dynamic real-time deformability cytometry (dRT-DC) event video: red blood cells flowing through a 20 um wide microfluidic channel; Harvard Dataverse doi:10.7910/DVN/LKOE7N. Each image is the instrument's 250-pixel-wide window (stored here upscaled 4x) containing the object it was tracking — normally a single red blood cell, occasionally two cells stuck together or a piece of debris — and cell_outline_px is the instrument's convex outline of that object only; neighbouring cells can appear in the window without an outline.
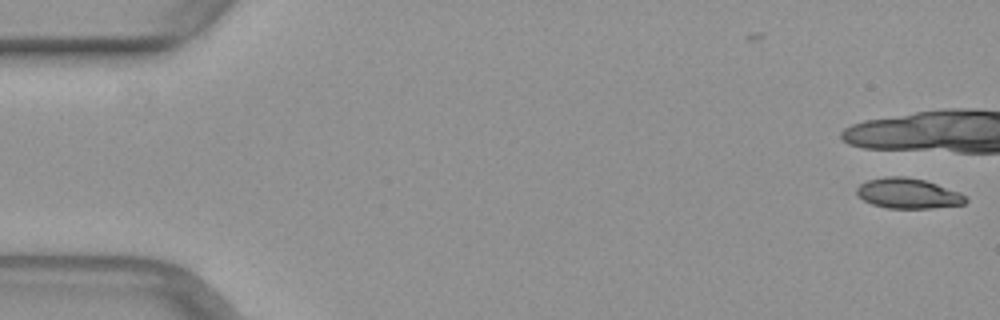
{"species": "common noctule bat (a hibernating species)", "species_latin": "Nyctalus noctula", "temperature_condition": "warm", "stored_images_in_passage": 5, "camera_frame_rate_fps": 3000, "um_per_image_px": 0.085, "animal": {"sex": "female", "body_mass_g": 29.2, "forearm_length_mm": 56.3}, "frame": {"image": 1, "passage_image": 1, "time_ms": 0.0, "image_size_px": [1000, 320], "cell_outline_px": [[968, 200], [964, 204], [932, 208], [888, 208], [872, 204], [864, 200], [856, 192], [856, 188], [860, 184], [868, 180], [884, 176], [904, 176], [924, 180], [960, 192], [968, 196]], "centroid_in_image_um": [77.21, 16.43], "position_along_channel_um": 7.8, "area_um2": 19.19}}